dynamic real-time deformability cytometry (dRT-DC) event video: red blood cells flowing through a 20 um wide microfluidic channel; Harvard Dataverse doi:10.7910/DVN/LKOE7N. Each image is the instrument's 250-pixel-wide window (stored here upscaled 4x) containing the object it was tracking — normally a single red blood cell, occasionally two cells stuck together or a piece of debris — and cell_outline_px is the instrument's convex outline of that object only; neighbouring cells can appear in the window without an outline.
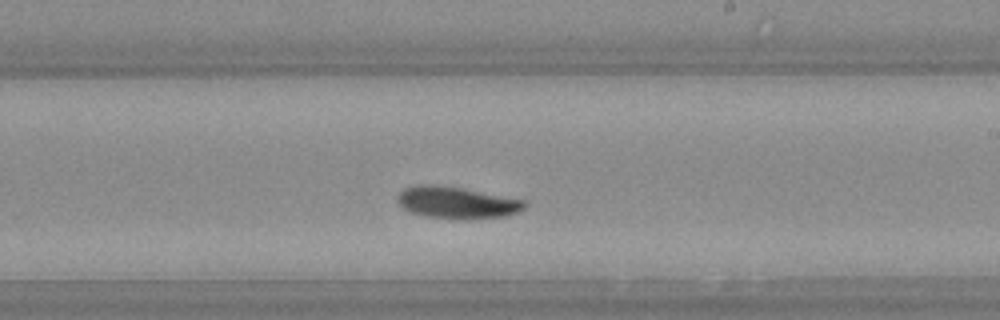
{"species": "Egyptian fruit bat (a non-hibernating species)", "species_latin": "Rousettus aegyptiacus", "temperature_condition": "warm", "stored_images_in_passage": 29, "camera_frame_rate_fps": 3000, "um_per_image_px": 0.085, "animal": {"sex": "female"}, "frame": {"image": 1, "passage_image": 13, "time_ms": 4.0, "image_size_px": [1000, 320], "cell_outline_px": [[528, 204], [524, 208], [516, 212], [504, 216], [452, 220], [424, 216], [408, 212], [396, 200], [396, 196], [404, 188], [416, 184], [436, 184], [460, 188], [524, 200]], "centroid_in_image_um": [38.75, 17.22], "position_along_channel_um": 250.3, "area_um2": 23.64}}
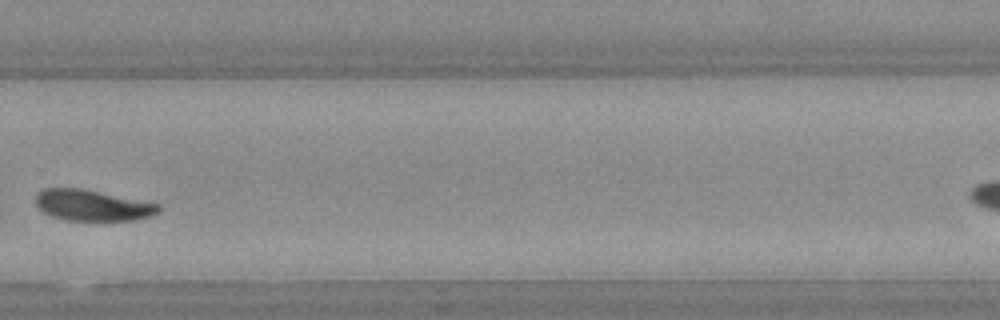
{"frame": {"image": 2, "passage_image": 17, "time_ms": 5.333, "image_size_px": [1000, 320], "cell_outline_px": [[160, 212], [148, 216], [132, 220], [68, 220], [52, 216], [44, 212], [36, 204], [36, 196], [44, 188], [80, 188], [160, 204]], "centroid_in_image_um": [7.85, 17.45], "position_along_channel_um": 321.9, "area_um2": 21.79}}